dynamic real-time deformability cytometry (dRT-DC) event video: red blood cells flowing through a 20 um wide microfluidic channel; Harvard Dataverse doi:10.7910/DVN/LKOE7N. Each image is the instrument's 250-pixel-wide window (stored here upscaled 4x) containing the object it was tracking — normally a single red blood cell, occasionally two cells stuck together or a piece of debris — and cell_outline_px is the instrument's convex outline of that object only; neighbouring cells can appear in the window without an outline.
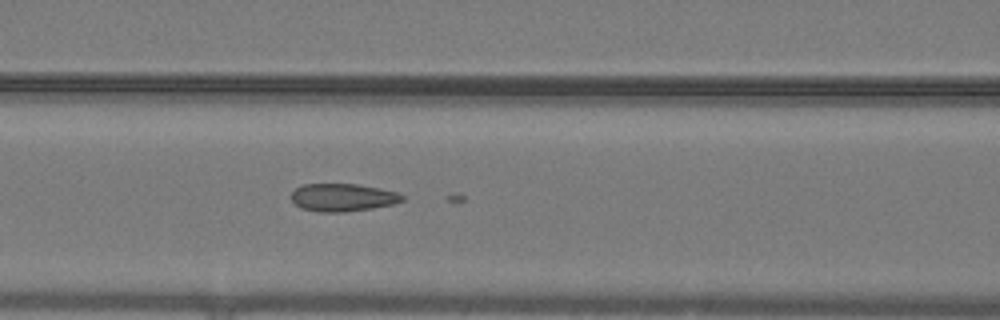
{"species": "common noctule bat (a hibernating species)", "species_latin": "Nyctalus noctula", "temperature_condition": "warm", "stored_images_in_passage": 52, "camera_frame_rate_fps": 3000, "um_per_image_px": 0.085, "animal": {"sex": "male", "body_mass_g": 19.2, "forearm_length_mm": 51.8}, "frame": {"image": 1, "passage_image": 23, "time_ms": 7.333, "image_size_px": [1000, 320], "cell_outline_px": [[404, 200], [392, 204], [372, 208], [344, 212], [320, 212], [300, 208], [292, 200], [292, 192], [296, 188], [304, 184], [356, 184], [380, 188], [396, 192], [404, 196]], "centroid_in_image_um": [29.13, 16.78], "position_along_channel_um": 137.5, "area_um2": 17.86}}